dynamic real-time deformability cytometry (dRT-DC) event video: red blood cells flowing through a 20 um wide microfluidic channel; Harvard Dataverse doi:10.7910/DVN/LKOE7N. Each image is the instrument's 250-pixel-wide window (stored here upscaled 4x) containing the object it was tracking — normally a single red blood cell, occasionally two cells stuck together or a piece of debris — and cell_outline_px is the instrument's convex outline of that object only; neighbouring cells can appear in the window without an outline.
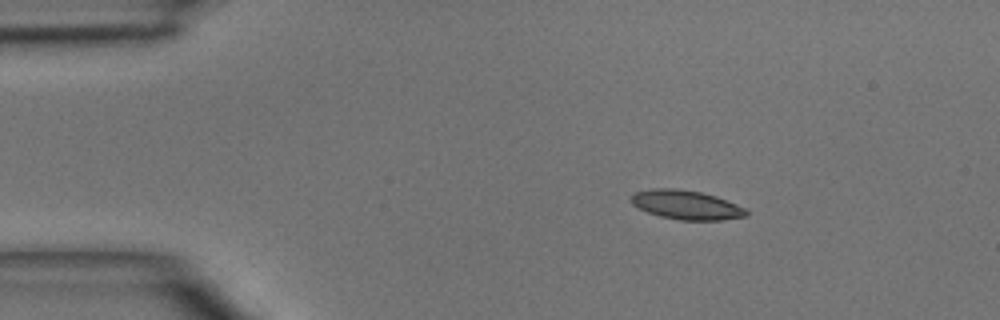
{"species": "common noctule bat (a hibernating species)", "species_latin": "Nyctalus noctula", "temperature_condition": "room temperature", "stored_images_in_passage": 3, "camera_frame_rate_fps": 3000, "um_per_image_px": 0.085, "animal": {"sex": "male", "body_mass_g": 15.6}, "frame": {"image": 1, "passage_image": 1, "time_ms": 0.0, "image_size_px": [1000, 320], "cell_outline_px": [[748, 216], [720, 220], [680, 220], [660, 216], [648, 212], [632, 204], [632, 196], [636, 192], [648, 188], [676, 188], [700, 192], [716, 196], [736, 204], [744, 208], [748, 212]], "centroid_in_image_um": [58.34, 17.41], "position_along_channel_um": 26.7, "area_um2": 19.42}}